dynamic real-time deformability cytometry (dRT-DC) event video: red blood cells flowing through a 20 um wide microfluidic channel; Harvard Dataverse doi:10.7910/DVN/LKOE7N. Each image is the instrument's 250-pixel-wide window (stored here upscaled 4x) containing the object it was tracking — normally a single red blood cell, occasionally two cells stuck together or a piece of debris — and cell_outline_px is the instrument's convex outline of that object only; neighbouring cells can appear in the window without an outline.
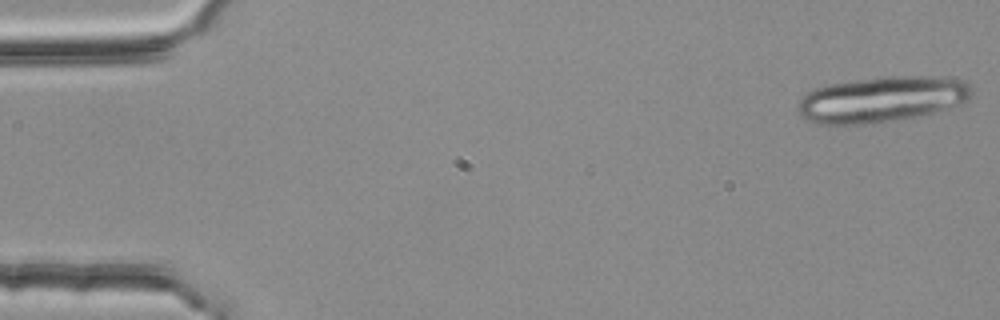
{"species": "common noctule bat (a hibernating species)", "species_latin": "Nyctalus noctula", "temperature_condition": "room temperature", "stored_images_in_passage": 21, "camera_frame_rate_fps": 3000, "um_per_image_px": 0.085, "animal": {"sex": "female", "body_mass_g": 25.1}, "frame": {"image": 1, "passage_image": 1, "time_ms": 0.0, "image_size_px": [1000, 320], "cell_outline_px": [[972, 96], [964, 100], [944, 108], [932, 112], [872, 124], [816, 124], [800, 116], [796, 108], [800, 100], [808, 92], [816, 88], [832, 84], [884, 76], [944, 76], [964, 80], [972, 88]], "centroid_in_image_um": [74.92, 8.43], "position_along_channel_um": 10.1, "area_um2": 45.84}}